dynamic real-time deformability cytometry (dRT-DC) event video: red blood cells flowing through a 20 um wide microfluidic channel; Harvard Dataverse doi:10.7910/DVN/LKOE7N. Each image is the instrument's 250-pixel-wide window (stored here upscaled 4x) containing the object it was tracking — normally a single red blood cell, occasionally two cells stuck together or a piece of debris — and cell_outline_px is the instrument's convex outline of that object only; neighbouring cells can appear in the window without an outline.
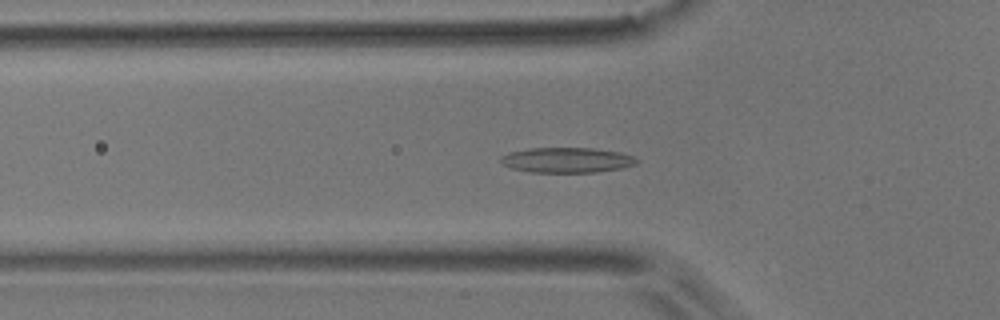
{"species": "common noctule bat (a hibernating species)", "species_latin": "Nyctalus noctula", "temperature_condition": "room temperature", "stored_images_in_passage": 52, "camera_frame_rate_fps": 3000, "um_per_image_px": 0.085, "animal": {"sex": "male", "body_mass_g": 17.9}, "frame": {"image": 1, "passage_image": 17, "time_ms": 5.333, "image_size_px": [1000, 320], "cell_outline_px": [[640, 160], [636, 164], [624, 168], [596, 172], [532, 172], [512, 168], [504, 164], [500, 160], [500, 156], [508, 152], [528, 148], [592, 148], [620, 152], [632, 156]], "centroid_in_image_um": [48.2, 13.6], "position_along_channel_um": 77.6, "area_um2": 20.0}}
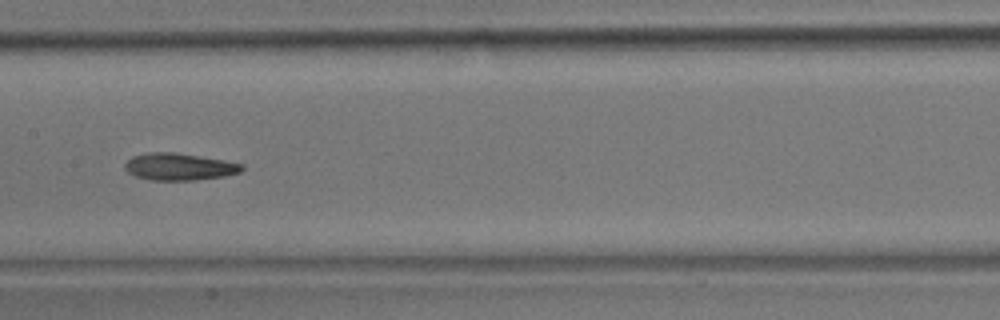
{"frame": {"image": 2, "passage_image": 26, "time_ms": 8.333, "image_size_px": [1000, 320], "cell_outline_px": [[244, 168], [240, 172], [224, 176], [196, 180], [148, 180], [136, 176], [128, 172], [124, 168], [124, 164], [132, 156], [152, 152], [172, 152], [224, 160], [244, 164]], "centroid_in_image_um": [15.23, 14.18], "position_along_channel_um": 192.2, "area_um2": 18.38}}
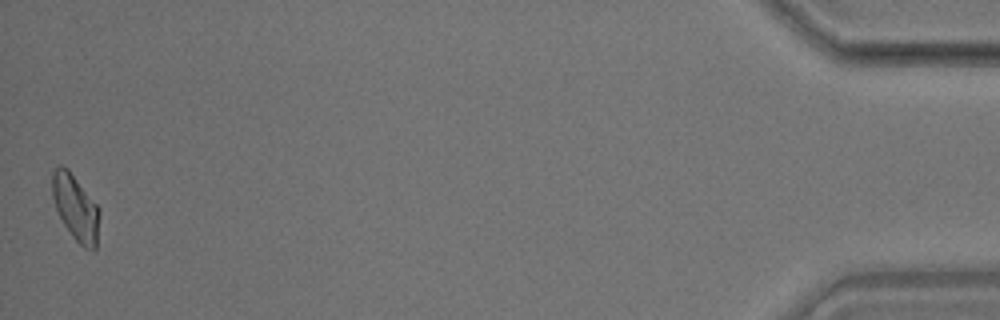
{"frame": {"image": 3, "passage_image": 52, "time_ms": 17.0, "image_size_px": [1000, 320], "cell_outline_px": [[100, 212], [96, 248], [92, 252], [84, 248], [72, 236], [64, 224], [56, 208], [52, 196], [52, 172], [56, 164], [60, 164], [68, 168], [100, 208]], "centroid_in_image_um": [6.43, 17.63], "position_along_channel_um": 428.8, "area_um2": 18.26}, "authors_computed_cell_mechanics": {"area_um2": 18.3515, "velocity_mm_per_s": 3.7938, "shape_relaxation_time_tau1_ms": 8.2223, "shape_relaxation_time_tau2_ms": 8.6014, "deformation_change_tau1": 0.1673, "deformation_change_tau2": 0.1756}}